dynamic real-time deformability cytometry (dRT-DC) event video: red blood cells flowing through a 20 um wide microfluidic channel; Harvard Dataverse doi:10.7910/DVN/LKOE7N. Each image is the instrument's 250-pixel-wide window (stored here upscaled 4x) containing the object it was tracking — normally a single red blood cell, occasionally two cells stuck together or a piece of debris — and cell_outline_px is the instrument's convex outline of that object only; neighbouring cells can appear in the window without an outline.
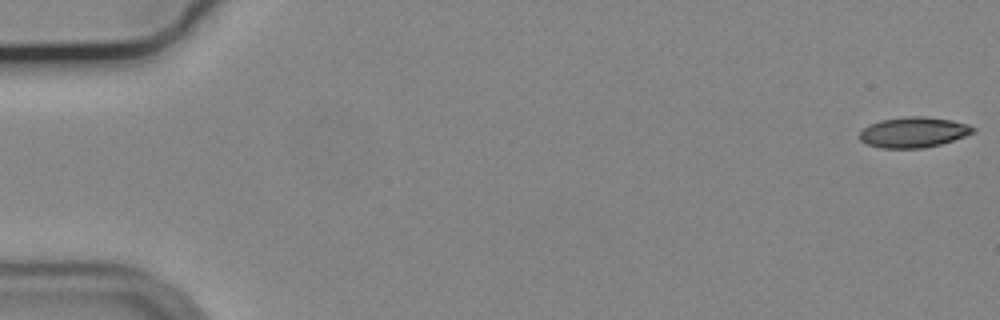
{"species": "common noctule bat (a hibernating species)", "species_latin": "Nyctalus noctula", "temperature_condition": "cold", "stored_images_in_passage": 21, "camera_frame_rate_fps": 3000, "um_per_image_px": 0.085, "animal": {"sex": "male", "body_mass_g": 19.2, "forearm_length_mm": 51.8}, "frame": {"image": 1, "passage_image": 1, "time_ms": 0.0, "image_size_px": [1000, 320], "cell_outline_px": [[976, 132], [940, 144], [924, 148], [880, 148], [868, 144], [860, 140], [860, 132], [868, 124], [880, 120], [904, 116], [924, 116], [952, 120], [968, 124], [976, 128]], "centroid_in_image_um": [77.65, 11.23], "position_along_channel_um": 7.3, "area_um2": 20.23}}
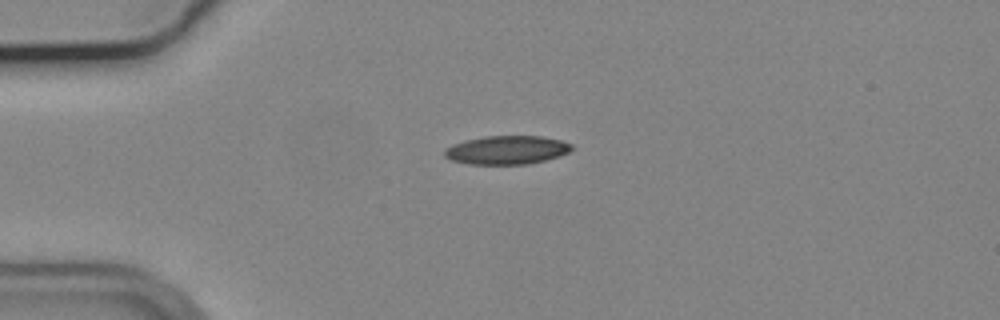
{"frame": {"image": 2, "passage_image": 14, "time_ms": 4.333, "image_size_px": [1000, 320], "cell_outline_px": [[572, 148], [568, 152], [560, 156], [528, 164], [468, 164], [452, 160], [444, 156], [444, 148], [452, 144], [464, 140], [484, 136], [540, 136], [560, 140], [572, 144]], "centroid_in_image_um": [43.04, 12.74], "position_along_channel_um": 42.0, "area_um2": 21.21}}
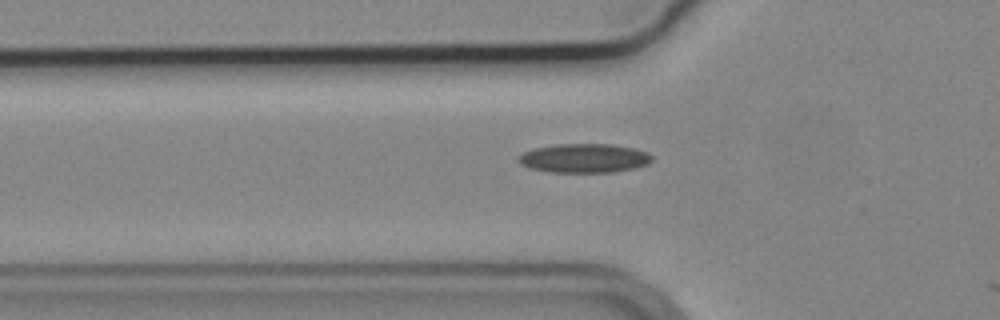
{"frame": {"image": 3, "passage_image": 19, "time_ms": 6.0, "image_size_px": [1000, 320], "cell_outline_px": [[652, 160], [648, 164], [632, 168], [612, 172], [548, 172], [528, 168], [520, 164], [516, 160], [516, 156], [532, 148], [556, 144], [612, 144], [632, 148], [648, 152], [652, 156]], "centroid_in_image_um": [49.59, 13.44], "position_along_channel_um": 76.2, "area_um2": 22.77}}